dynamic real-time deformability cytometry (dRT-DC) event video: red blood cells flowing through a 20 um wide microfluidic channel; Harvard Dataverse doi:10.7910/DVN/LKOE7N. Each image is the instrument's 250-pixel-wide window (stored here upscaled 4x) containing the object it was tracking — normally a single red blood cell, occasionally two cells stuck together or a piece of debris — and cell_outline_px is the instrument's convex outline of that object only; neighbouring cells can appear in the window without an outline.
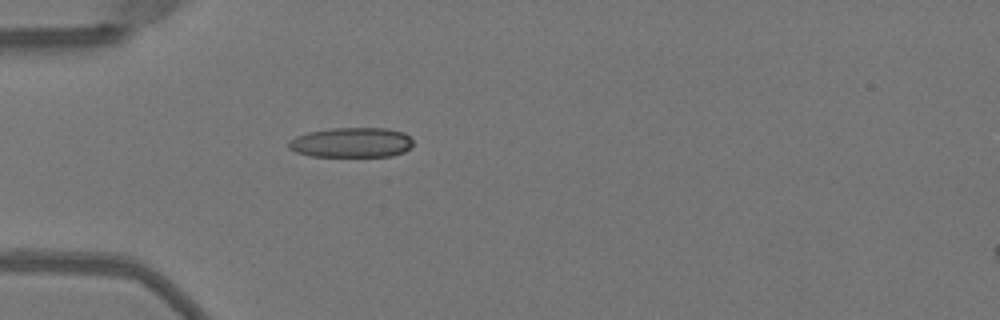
{"species": "Egyptian fruit bat (a non-hibernating species)", "species_latin": "Rousettus aegyptiacus", "temperature_condition": "warm", "stored_images_in_passage": 36, "camera_frame_rate_fps": 3000, "um_per_image_px": 0.085, "animal": {"sex": "female"}, "frame": {"image": 1, "passage_image": 1, "time_ms": 0.0, "image_size_px": [1000, 320], "cell_outline_px": [[412, 144], [404, 152], [392, 156], [312, 156], [296, 152], [288, 148], [288, 140], [296, 136], [308, 132], [332, 128], [388, 128], [404, 132], [412, 140]], "centroid_in_image_um": [29.86, 12.11], "position_along_channel_um": 55.1, "area_um2": 21.73}}
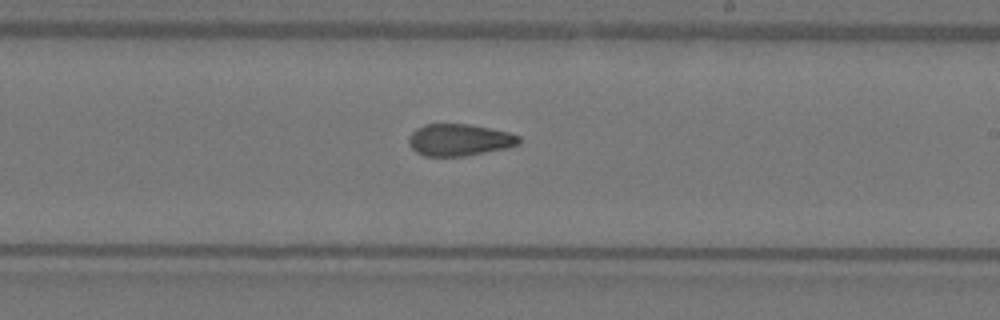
{"frame": {"image": 2, "passage_image": 16, "time_ms": 5.0, "image_size_px": [1000, 320], "cell_outline_px": [[520, 144], [508, 148], [464, 156], [424, 156], [416, 152], [408, 144], [408, 136], [416, 128], [424, 124], [468, 124], [508, 132], [520, 136]], "centroid_in_image_um": [39.02, 11.89], "position_along_channel_um": 250.0, "area_um2": 20.58}}
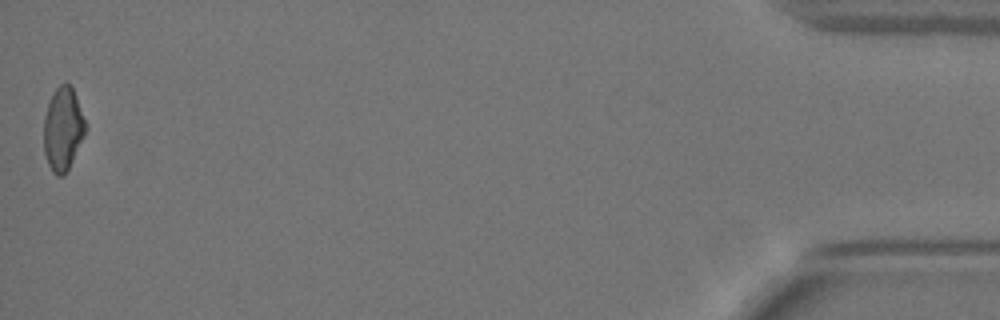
{"frame": {"image": 3, "passage_image": 36, "time_ms": 11.667, "image_size_px": [1000, 320], "cell_outline_px": [[88, 128], [64, 176], [56, 176], [52, 172], [48, 164], [44, 152], [44, 116], [48, 104], [56, 88], [64, 80], [72, 88], [76, 96]], "centroid_in_image_um": [5.35, 10.96], "position_along_channel_um": 429.8, "area_um2": 20.17}, "authors_computed_cell_mechanics": {"area_um2": 21.0681, "velocity_mm_per_s": 4.0594, "shape_relaxation_time_tau1_ms": null, "shape_relaxation_time_tau2_ms": 1.2548, "deformation_change_tau1": null, "deformation_change_tau2": 0.0626}}